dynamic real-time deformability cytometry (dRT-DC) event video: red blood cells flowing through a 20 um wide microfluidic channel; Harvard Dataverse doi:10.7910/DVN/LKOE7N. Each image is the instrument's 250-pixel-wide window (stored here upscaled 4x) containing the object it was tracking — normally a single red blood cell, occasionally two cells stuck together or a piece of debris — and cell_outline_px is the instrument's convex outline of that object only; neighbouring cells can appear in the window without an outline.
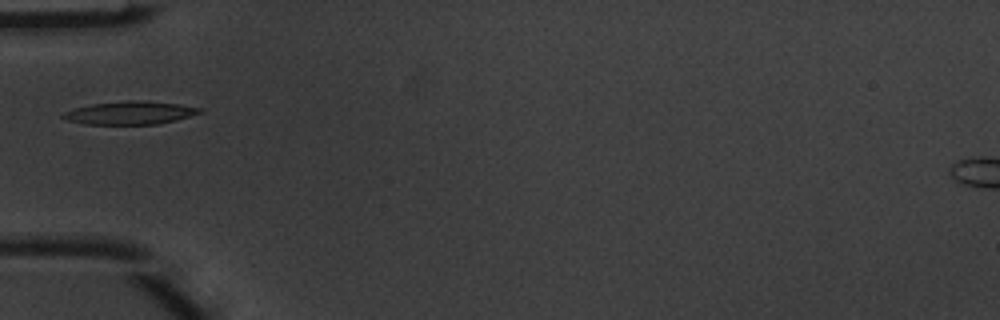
{"species": "common noctule bat (a hibernating species)", "species_latin": "Nyctalus noctula", "temperature_condition": "warm", "stored_images_in_passage": 3, "camera_frame_rate_fps": 3000, "um_per_image_px": 0.085, "animal": {"sex": "male", "body_mass_g": 20.1, "forearm_length_mm": 53.5}, "frame": {"image": 1, "passage_image": 2, "time_ms": 0.333, "image_size_px": [1000, 320], "cell_outline_px": [[204, 112], [176, 120], [156, 124], [88, 124], [68, 120], [60, 116], [64, 112], [76, 108], [92, 104], [128, 100], [144, 100], [180, 104], [204, 108]], "centroid_in_image_um": [11.13, 9.58], "position_along_channel_um": 73.9, "area_um2": 18.38}}